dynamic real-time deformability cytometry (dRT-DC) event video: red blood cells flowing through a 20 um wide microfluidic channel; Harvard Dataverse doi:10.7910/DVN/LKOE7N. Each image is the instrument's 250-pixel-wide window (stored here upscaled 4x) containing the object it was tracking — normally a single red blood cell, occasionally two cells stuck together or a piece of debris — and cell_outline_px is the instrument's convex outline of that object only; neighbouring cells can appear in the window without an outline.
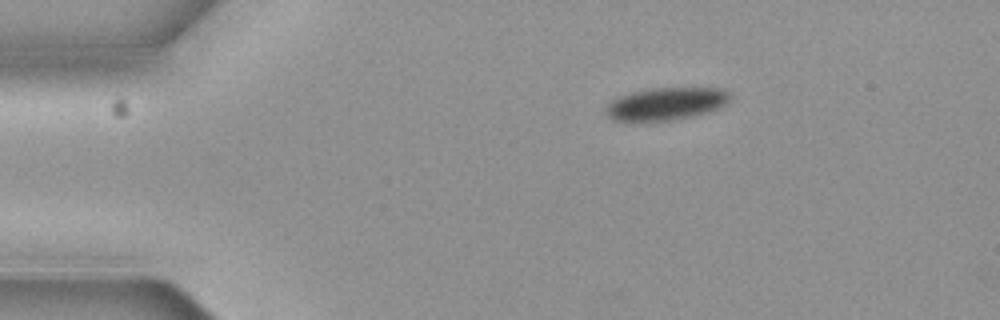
{"species": "common noctule bat (a hibernating species)", "species_latin": "Nyctalus noctula", "temperature_condition": "cold", "stored_images_in_passage": 4, "camera_frame_rate_fps": 3000, "um_per_image_px": 0.085, "animal": {"sex": "female", "body_mass_g": 19.3, "forearm_length_mm": 54.1}, "frame": {"image": 1, "passage_image": 4, "time_ms": 1.0, "image_size_px": [1000, 320], "cell_outline_px": [[732, 96], [724, 104], [716, 108], [704, 112], [688, 116], [664, 120], [612, 120], [608, 116], [604, 108], [616, 96], [632, 92], [652, 88], [720, 88], [728, 92]], "centroid_in_image_um": [56.55, 8.79], "position_along_channel_um": 28.4, "area_um2": 22.95}}